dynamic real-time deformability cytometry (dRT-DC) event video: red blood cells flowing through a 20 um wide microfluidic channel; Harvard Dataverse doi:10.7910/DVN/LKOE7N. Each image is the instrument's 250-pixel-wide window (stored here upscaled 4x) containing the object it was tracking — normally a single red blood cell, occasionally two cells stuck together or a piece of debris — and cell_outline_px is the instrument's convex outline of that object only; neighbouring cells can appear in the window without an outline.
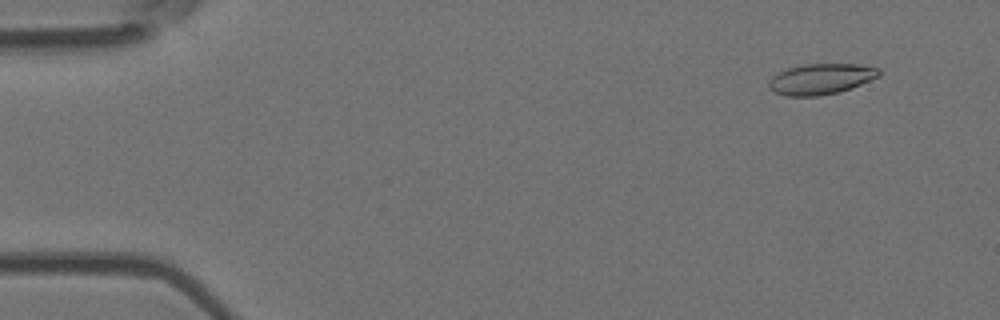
{"species": "Egyptian fruit bat (a non-hibernating species)", "species_latin": "Rousettus aegyptiacus", "temperature_condition": "room temperature", "stored_images_in_passage": 5, "camera_frame_rate_fps": 3000, "um_per_image_px": 0.085, "animal": {"sex": "female"}, "frame": {"image": 1, "passage_image": 2, "time_ms": 0.333, "image_size_px": [1000, 320], "cell_outline_px": [[880, 76], [852, 88], [840, 92], [820, 96], [788, 96], [776, 92], [768, 88], [768, 80], [772, 76], [788, 68], [804, 64], [856, 64], [880, 68]], "centroid_in_image_um": [69.79, 6.72], "position_along_channel_um": 15.2, "area_um2": 19.83}}
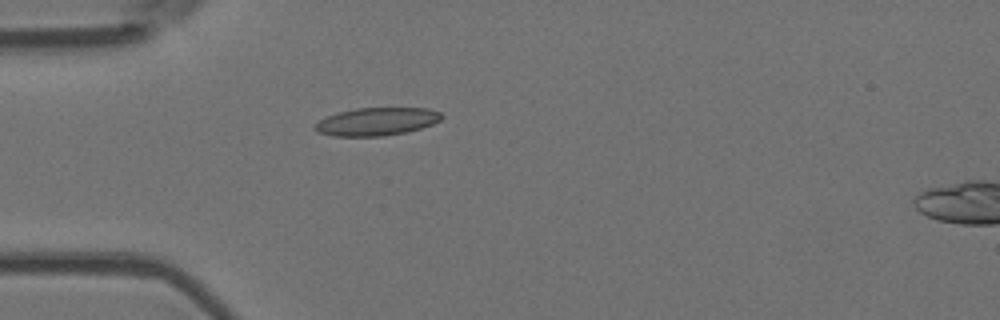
{"frame": {"image": 2, "passage_image": 5, "time_ms": 1.333, "image_size_px": [1000, 320], "cell_outline_px": [[444, 116], [440, 120], [432, 124], [420, 128], [404, 132], [384, 136], [332, 136], [316, 132], [312, 128], [320, 120], [328, 116], [340, 112], [356, 108], [428, 108], [440, 112]], "centroid_in_image_um": [32.01, 10.33], "position_along_channel_um": 53.0, "area_um2": 20.52}}